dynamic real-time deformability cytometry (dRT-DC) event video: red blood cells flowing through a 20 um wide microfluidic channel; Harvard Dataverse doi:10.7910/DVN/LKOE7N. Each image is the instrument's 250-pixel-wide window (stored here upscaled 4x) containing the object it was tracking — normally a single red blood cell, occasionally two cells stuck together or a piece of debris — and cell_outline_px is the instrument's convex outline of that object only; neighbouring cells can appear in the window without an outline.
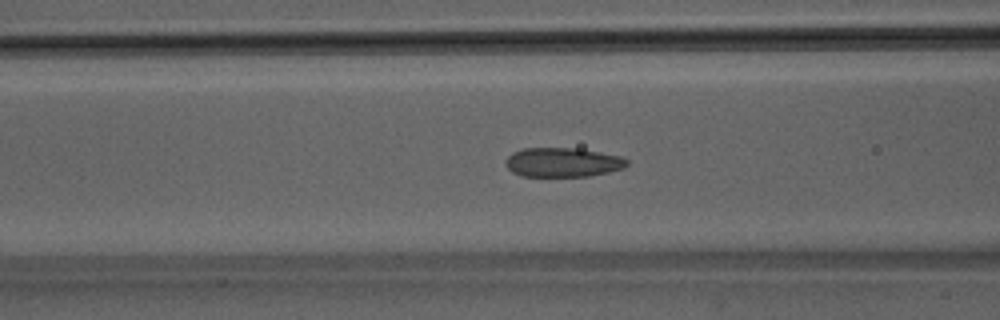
{"species": "Egyptian fruit bat (a non-hibernating species)", "species_latin": "Rousettus aegyptiacus", "temperature_condition": "room temperature", "stored_images_in_passage": 50, "camera_frame_rate_fps": 3000, "um_per_image_px": 0.085, "animal": {"sex": "male"}, "frame": {"image": 1, "passage_image": 20, "time_ms": 6.333, "image_size_px": [1000, 320], "cell_outline_px": [[628, 164], [624, 168], [608, 172], [588, 176], [520, 176], [512, 172], [504, 164], [508, 156], [512, 152], [524, 148], [576, 148], [600, 152], [620, 156], [628, 160]], "centroid_in_image_um": [47.81, 13.79], "position_along_channel_um": 118.8, "area_um2": 20.75}}
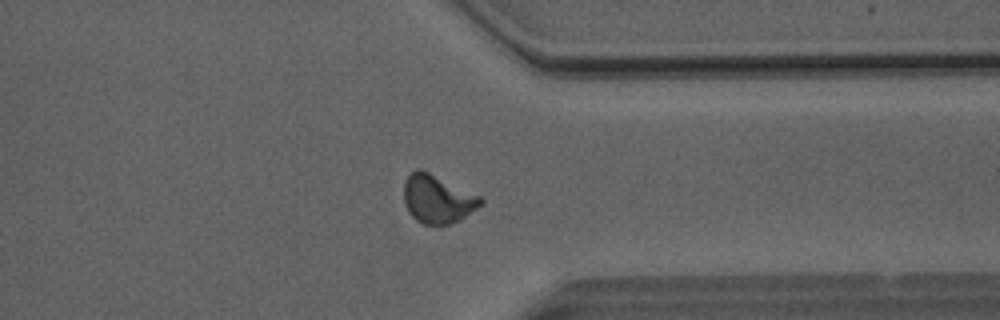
{"frame": {"image": 2, "passage_image": 39, "time_ms": 12.667, "image_size_px": [1000, 320], "cell_outline_px": [[484, 200], [476, 208], [460, 220], [448, 224], [424, 224], [416, 220], [408, 212], [404, 200], [404, 180], [416, 168], [420, 168], [480, 196]], "centroid_in_image_um": [37.15, 16.91], "position_along_channel_um": 374.2, "area_um2": 21.33}}
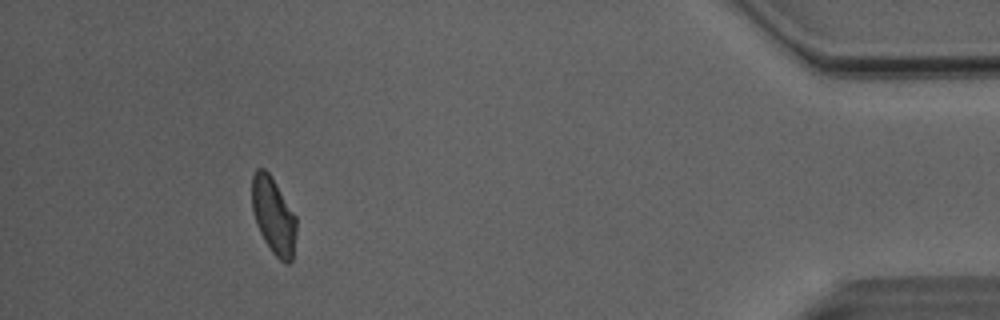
{"frame": {"image": 3, "passage_image": 46, "time_ms": 15.0, "image_size_px": [1000, 320], "cell_outline_px": [[296, 232], [292, 260], [288, 264], [284, 264], [272, 252], [264, 240], [256, 224], [252, 212], [252, 176], [256, 168], [264, 168], [272, 176], [296, 216]], "centroid_in_image_um": [23.24, 18.33], "position_along_channel_um": 412.0, "area_um2": 20.0}, "authors_computed_cell_mechanics": {"area_um2": 20.9525, "velocity_mm_per_s": 4.0741, "shape_relaxation_time_tau1_ms": 5.1676, "shape_relaxation_time_tau2_ms": 1.1925, "deformation_change_tau1": 0.1135, "deformation_change_tau2": 0.0806}}